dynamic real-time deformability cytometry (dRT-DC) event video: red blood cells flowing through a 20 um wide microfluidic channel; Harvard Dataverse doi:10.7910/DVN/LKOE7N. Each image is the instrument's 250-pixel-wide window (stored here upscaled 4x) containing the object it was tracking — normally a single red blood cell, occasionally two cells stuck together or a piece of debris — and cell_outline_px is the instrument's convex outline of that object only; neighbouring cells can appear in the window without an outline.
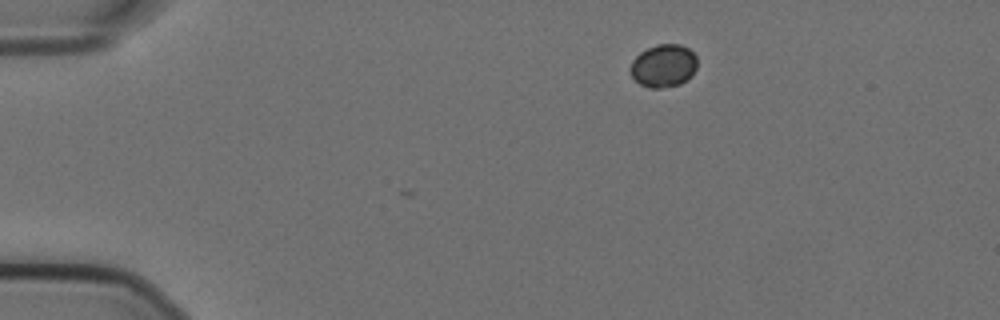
{"species": "Egyptian fruit bat (a non-hibernating species)", "species_latin": "Rousettus aegyptiacus", "temperature_condition": "cold", "stored_images_in_passage": 3, "camera_frame_rate_fps": 3000, "um_per_image_px": 0.085, "animal": {"sex": "female"}, "frame": {"image": 1, "passage_image": 1, "time_ms": 0.0, "image_size_px": [1000, 320], "cell_outline_px": [[696, 68], [692, 76], [680, 84], [660, 88], [648, 88], [640, 84], [632, 76], [628, 68], [632, 60], [640, 52], [656, 44], [680, 44], [688, 48], [696, 56]], "centroid_in_image_um": [56.38, 5.59], "position_along_channel_um": 28.6, "area_um2": 16.82}}